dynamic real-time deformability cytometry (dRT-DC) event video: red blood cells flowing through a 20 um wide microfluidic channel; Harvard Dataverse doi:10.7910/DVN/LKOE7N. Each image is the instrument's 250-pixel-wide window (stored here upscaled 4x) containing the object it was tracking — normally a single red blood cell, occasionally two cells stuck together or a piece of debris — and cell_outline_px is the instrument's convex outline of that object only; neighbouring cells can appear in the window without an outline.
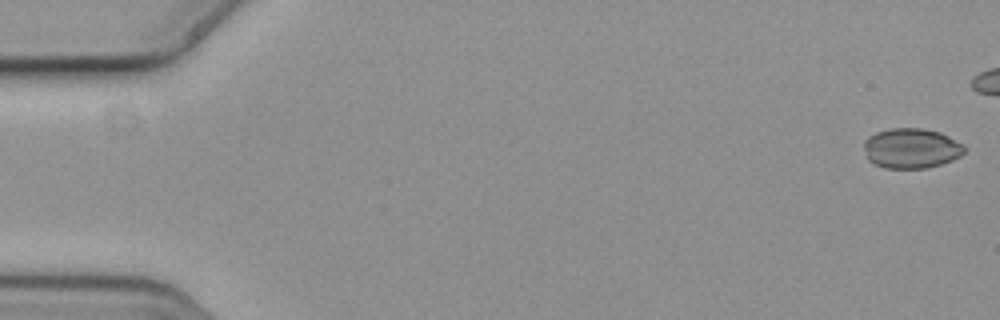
{"species": "common noctule bat (a hibernating species)", "species_latin": "Nyctalus noctula", "temperature_condition": "cold", "stored_images_in_passage": 47, "camera_frame_rate_fps": 3000, "um_per_image_px": 0.085, "animal": {"sex": "female", "body_mass_g": 19.3, "forearm_length_mm": 54.1}, "frame": {"image": 1, "passage_image": 1, "time_ms": 0.0, "image_size_px": [1000, 320], "cell_outline_px": [[964, 152], [960, 156], [952, 160], [928, 168], [884, 168], [872, 164], [868, 160], [864, 148], [864, 140], [868, 136], [876, 132], [888, 128], [924, 128], [940, 132], [964, 144]], "centroid_in_image_um": [77.43, 12.6], "position_along_channel_um": 7.6, "area_um2": 23.7}}
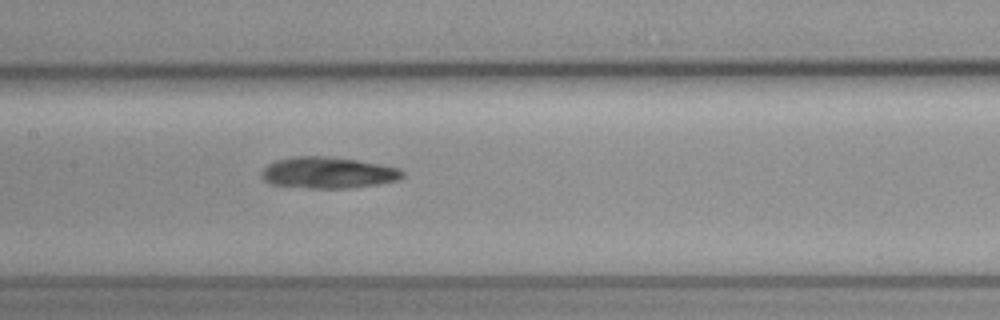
{"frame": {"image": 2, "passage_image": 28, "time_ms": 9.0, "image_size_px": [1000, 320], "cell_outline_px": [[404, 176], [396, 180], [380, 184], [344, 188], [312, 188], [272, 184], [264, 180], [260, 176], [260, 172], [268, 164], [276, 160], [292, 156], [328, 156], [356, 160], [380, 164], [400, 168], [404, 172]], "centroid_in_image_um": [27.87, 14.67], "position_along_channel_um": 179.5, "area_um2": 25.72}}
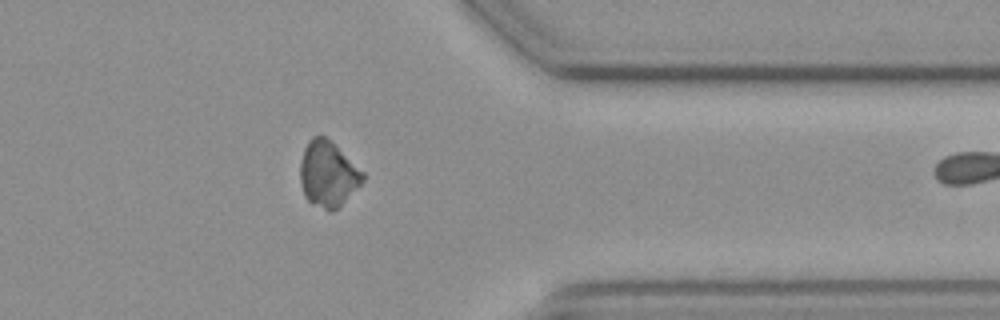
{"frame": {"image": 3, "passage_image": 46, "time_ms": 15.0, "image_size_px": [1000, 320], "cell_outline_px": [[364, 180], [332, 212], [328, 212], [312, 204], [304, 196], [300, 184], [300, 160], [304, 148], [308, 140], [312, 136], [324, 136], [364, 172]], "centroid_in_image_um": [27.82, 14.8], "position_along_channel_um": 383.6, "area_um2": 23.64}}